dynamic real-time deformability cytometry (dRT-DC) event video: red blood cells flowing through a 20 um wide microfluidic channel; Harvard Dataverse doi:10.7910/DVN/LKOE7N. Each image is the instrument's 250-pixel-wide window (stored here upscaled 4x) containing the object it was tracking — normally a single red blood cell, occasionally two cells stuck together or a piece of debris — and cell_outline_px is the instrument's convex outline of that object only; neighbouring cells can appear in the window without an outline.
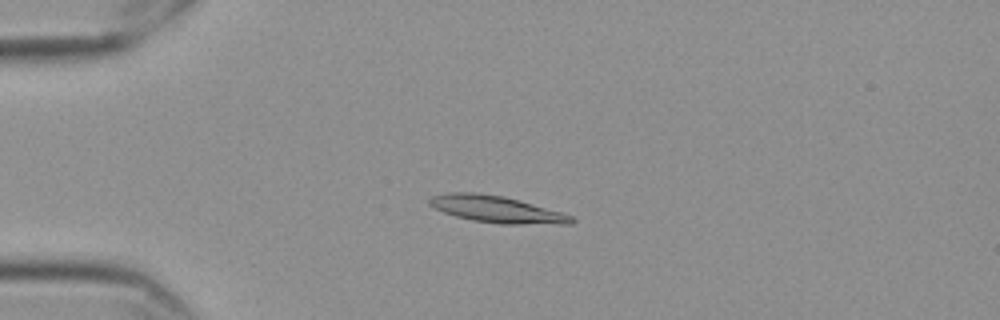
{"species": "Egyptian fruit bat (a non-hibernating species)", "species_latin": "Rousettus aegyptiacus", "temperature_condition": "cold", "stored_images_in_passage": 49, "camera_frame_rate_fps": 3000, "um_per_image_px": 0.085, "frame": {"image": 1, "passage_image": 6, "time_ms": 1.667, "image_size_px": [1000, 320], "cell_outline_px": [[576, 220], [572, 224], [500, 224], [472, 220], [456, 216], [444, 212], [428, 204], [428, 200], [432, 196], [448, 192], [476, 192], [504, 196], [564, 212], [572, 216]], "centroid_in_image_um": [42.25, 17.79], "position_along_channel_um": 42.7, "area_um2": 22.31}}
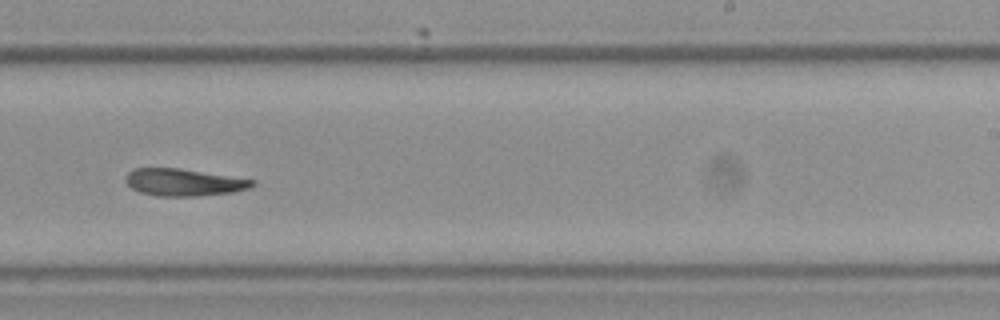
{"frame": {"image": 2, "passage_image": 28, "time_ms": 9.0, "image_size_px": [1000, 320], "cell_outline_px": [[256, 184], [252, 188], [232, 192], [196, 196], [156, 196], [140, 192], [132, 188], [124, 180], [124, 176], [128, 172], [136, 168], [180, 168], [256, 180]], "centroid_in_image_um": [15.63, 15.49], "position_along_channel_um": 273.4, "area_um2": 20.17}}
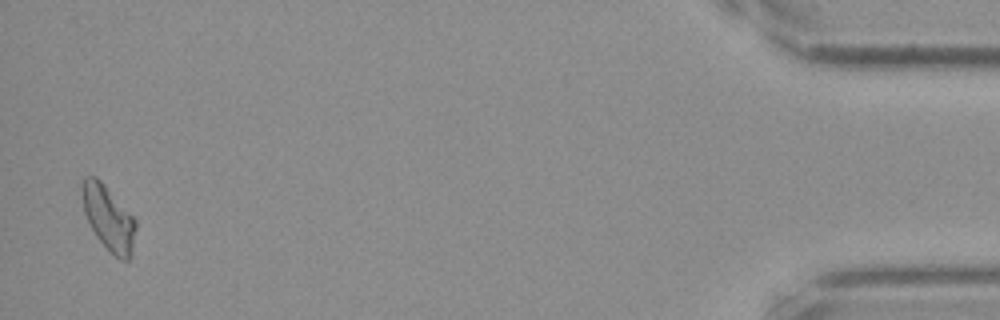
{"frame": {"image": 3, "passage_image": 48, "time_ms": 15.667, "image_size_px": [1000, 320], "cell_outline_px": [[136, 228], [132, 256], [128, 260], [120, 260], [96, 236], [84, 212], [84, 176], [96, 176], [104, 184], [136, 220]], "centroid_in_image_um": [9.27, 18.57], "position_along_channel_um": 425.9, "area_um2": 19.54}}